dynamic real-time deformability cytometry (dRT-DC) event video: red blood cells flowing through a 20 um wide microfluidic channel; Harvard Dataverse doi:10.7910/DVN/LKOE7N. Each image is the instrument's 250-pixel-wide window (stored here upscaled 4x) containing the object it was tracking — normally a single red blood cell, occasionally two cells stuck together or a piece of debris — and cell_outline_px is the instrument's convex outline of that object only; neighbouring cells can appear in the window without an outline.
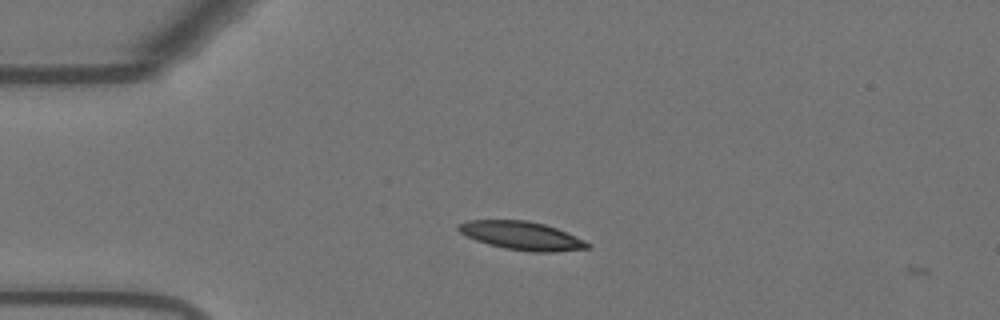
{"species": "Egyptian fruit bat (a non-hibernating species)", "species_latin": "Rousettus aegyptiacus", "temperature_condition": "warm", "stored_images_in_passage": 5, "camera_frame_rate_fps": 3000, "um_per_image_px": 0.085, "animal": {"sex": "female"}, "frame": {"image": 1, "passage_image": 3, "time_ms": 0.667, "image_size_px": [1000, 320], "cell_outline_px": [[592, 244], [588, 248], [556, 252], [532, 252], [504, 248], [488, 244], [476, 240], [460, 232], [456, 228], [456, 224], [468, 220], [528, 220], [544, 224], [556, 228], [584, 240]], "centroid_in_image_um": [44.33, 20.03], "position_along_channel_um": 40.7, "area_um2": 21.33}}